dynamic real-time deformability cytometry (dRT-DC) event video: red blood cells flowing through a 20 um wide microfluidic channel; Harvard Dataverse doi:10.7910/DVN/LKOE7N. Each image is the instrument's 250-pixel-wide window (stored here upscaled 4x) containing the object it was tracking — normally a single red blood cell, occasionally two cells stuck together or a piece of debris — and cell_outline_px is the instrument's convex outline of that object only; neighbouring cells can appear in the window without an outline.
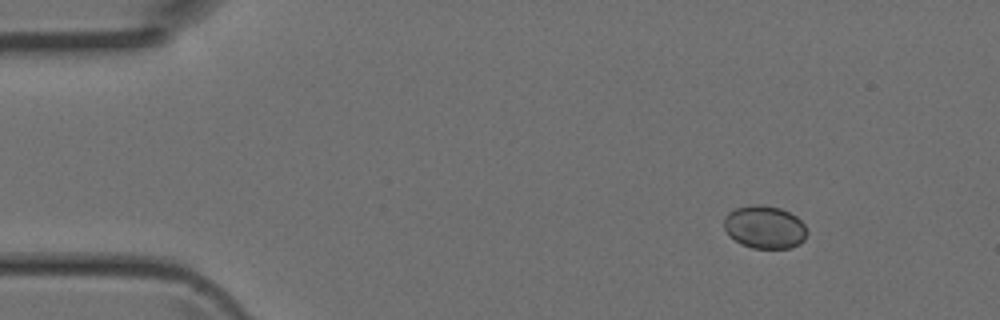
{"species": "Egyptian fruit bat (a non-hibernating species)", "species_latin": "Rousettus aegyptiacus", "temperature_condition": "room temperature", "stored_images_in_passage": 3, "camera_frame_rate_fps": 3000, "um_per_image_px": 0.085, "animal": {"sex": "female"}, "frame": {"image": 1, "passage_image": 1, "time_ms": 0.0, "image_size_px": [1000, 320], "cell_outline_px": [[808, 232], [804, 240], [800, 244], [792, 248], [752, 248], [740, 244], [724, 228], [724, 216], [728, 212], [736, 208], [752, 204], [764, 204], [780, 208], [796, 216], [804, 224]], "centroid_in_image_um": [65.01, 19.3], "position_along_channel_um": 20.0, "area_um2": 20.87}}